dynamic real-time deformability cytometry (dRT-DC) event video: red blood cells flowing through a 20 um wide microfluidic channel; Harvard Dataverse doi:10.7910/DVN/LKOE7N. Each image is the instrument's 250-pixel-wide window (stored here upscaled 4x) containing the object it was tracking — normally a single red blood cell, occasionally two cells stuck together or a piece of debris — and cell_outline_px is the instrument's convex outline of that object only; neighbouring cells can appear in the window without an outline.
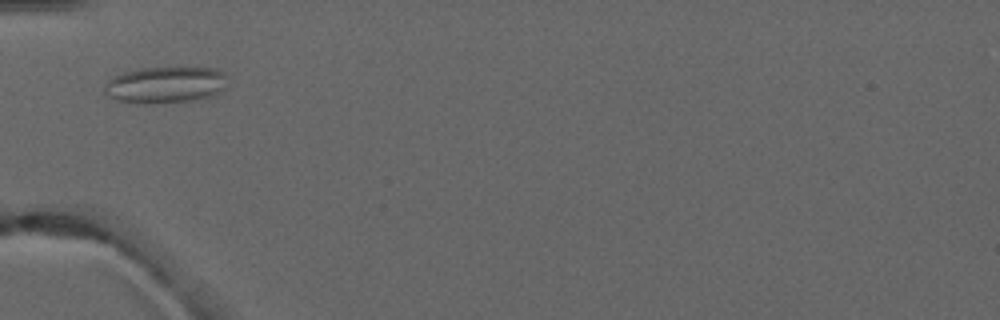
{"species": "common noctule bat (a hibernating species)", "species_latin": "Nyctalus noctula", "temperature_condition": "warm", "stored_images_in_passage": 3, "camera_frame_rate_fps": 3000, "um_per_image_px": 0.085, "animal": {"sex": "male", "forearm_length_mm": 52.5}, "frame": {"image": 1, "passage_image": 2, "time_ms": 1.0, "image_size_px": [1000, 320], "cell_outline_px": [[228, 76], [224, 88], [220, 92], [212, 96], [196, 100], [148, 104], [116, 100], [108, 96], [104, 92], [104, 88], [108, 80], [124, 72], [140, 68], [216, 68], [224, 72]], "centroid_in_image_um": [14.09, 7.22], "position_along_channel_um": 70.9, "area_um2": 26.24}}